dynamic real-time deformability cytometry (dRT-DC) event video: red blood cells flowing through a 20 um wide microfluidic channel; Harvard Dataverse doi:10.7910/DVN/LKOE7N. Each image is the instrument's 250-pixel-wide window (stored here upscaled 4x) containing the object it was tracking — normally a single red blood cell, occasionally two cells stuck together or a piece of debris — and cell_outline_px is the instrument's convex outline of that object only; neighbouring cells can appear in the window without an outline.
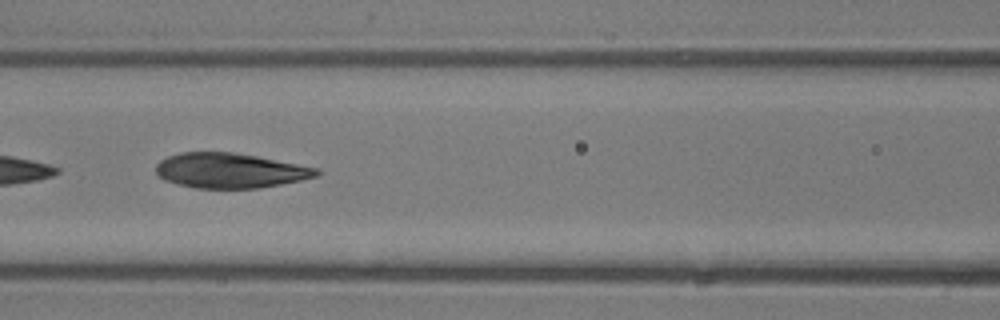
{"species": "common noctule bat (a hibernating species)", "species_latin": "Nyctalus noctula", "temperature_condition": "room temperature", "stored_images_in_passage": 6, "camera_frame_rate_fps": 3000, "um_per_image_px": 0.085, "animal": {"sex": "male", "body_mass_g": 13.3}, "frame": {"image": 1, "passage_image": 5, "time_ms": 5.667, "image_size_px": [1000, 320], "cell_outline_px": [[320, 172], [316, 176], [300, 180], [260, 188], [196, 188], [176, 184], [164, 180], [156, 172], [156, 164], [160, 160], [168, 156], [180, 152], [236, 152], [320, 168]], "centroid_in_image_um": [19.54, 14.49], "position_along_channel_um": 147.1, "area_um2": 32.77}}
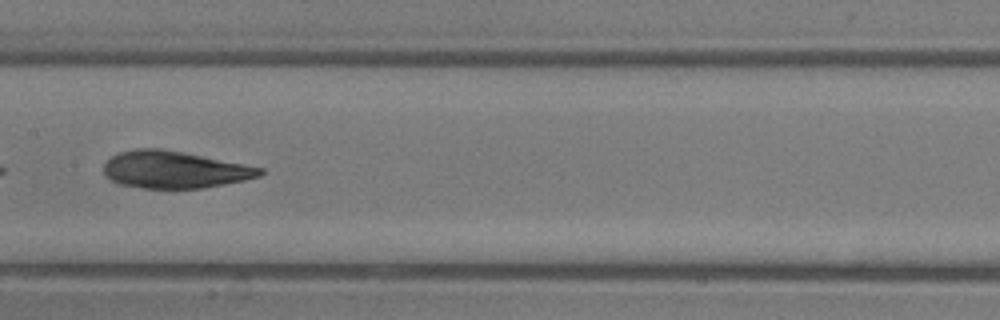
{"frame": {"image": 2, "passage_image": 6, "time_ms": 6.667, "image_size_px": [1000, 320], "cell_outline_px": [[264, 172], [260, 176], [244, 180], [224, 184], [200, 188], [144, 188], [120, 184], [112, 180], [104, 172], [104, 164], [112, 156], [120, 152], [136, 148], [160, 148], [264, 168]], "centroid_in_image_um": [14.82, 14.42], "position_along_channel_um": 192.6, "area_um2": 33.29}}